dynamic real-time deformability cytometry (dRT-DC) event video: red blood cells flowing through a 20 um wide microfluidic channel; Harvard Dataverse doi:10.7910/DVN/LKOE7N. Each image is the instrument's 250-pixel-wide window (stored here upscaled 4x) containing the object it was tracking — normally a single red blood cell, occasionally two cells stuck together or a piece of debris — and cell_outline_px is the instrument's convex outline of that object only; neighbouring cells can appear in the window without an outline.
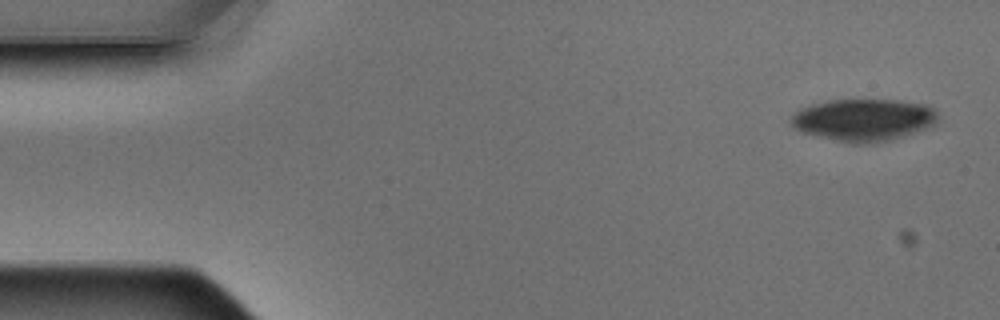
{"species": "Egyptian fruit bat (a non-hibernating species)", "species_latin": "Rousettus aegyptiacus", "temperature_condition": "warm", "stored_images_in_passage": 6, "camera_frame_rate_fps": 3000, "um_per_image_px": 0.085, "animal": {"sex": "male"}, "frame": {"image": 1, "passage_image": 1, "time_ms": 0.0, "image_size_px": [1000, 320], "cell_outline_px": [[940, 120], [936, 124], [928, 128], [892, 140], [860, 144], [852, 144], [800, 132], [788, 120], [792, 112], [800, 108], [812, 104], [828, 100], [900, 100], [928, 104], [936, 108], [940, 116]], "centroid_in_image_um": [73.45, 10.18], "position_along_channel_um": 11.6, "area_um2": 36.88}}